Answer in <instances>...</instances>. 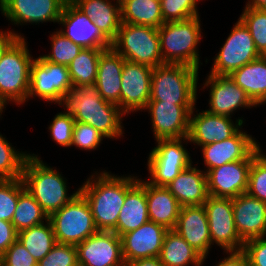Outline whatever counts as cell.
<instances>
[{
    "label": "cell",
    "mask_w": 266,
    "mask_h": 266,
    "mask_svg": "<svg viewBox=\"0 0 266 266\" xmlns=\"http://www.w3.org/2000/svg\"><path fill=\"white\" fill-rule=\"evenodd\" d=\"M62 105L75 122L91 125L106 138L117 139L123 136L121 121L125 114L117 104L99 95L95 83L73 87L63 96L59 106Z\"/></svg>",
    "instance_id": "6da1fadb"
},
{
    "label": "cell",
    "mask_w": 266,
    "mask_h": 266,
    "mask_svg": "<svg viewBox=\"0 0 266 266\" xmlns=\"http://www.w3.org/2000/svg\"><path fill=\"white\" fill-rule=\"evenodd\" d=\"M95 174L87 178L79 192L90 205L97 230L114 231L126 192L138 181V177L115 176L106 170Z\"/></svg>",
    "instance_id": "7a4b0ae2"
},
{
    "label": "cell",
    "mask_w": 266,
    "mask_h": 266,
    "mask_svg": "<svg viewBox=\"0 0 266 266\" xmlns=\"http://www.w3.org/2000/svg\"><path fill=\"white\" fill-rule=\"evenodd\" d=\"M36 154H29L22 170V181L25 189L34 197L41 209L49 217L69 203L79 193V188L67 194V180L59 171L48 166Z\"/></svg>",
    "instance_id": "3957f363"
},
{
    "label": "cell",
    "mask_w": 266,
    "mask_h": 266,
    "mask_svg": "<svg viewBox=\"0 0 266 266\" xmlns=\"http://www.w3.org/2000/svg\"><path fill=\"white\" fill-rule=\"evenodd\" d=\"M201 32L200 16L161 25L158 33L164 64H182L199 70Z\"/></svg>",
    "instance_id": "277c9868"
},
{
    "label": "cell",
    "mask_w": 266,
    "mask_h": 266,
    "mask_svg": "<svg viewBox=\"0 0 266 266\" xmlns=\"http://www.w3.org/2000/svg\"><path fill=\"white\" fill-rule=\"evenodd\" d=\"M198 73V69L182 64L153 68L149 101L196 105Z\"/></svg>",
    "instance_id": "5b68a950"
},
{
    "label": "cell",
    "mask_w": 266,
    "mask_h": 266,
    "mask_svg": "<svg viewBox=\"0 0 266 266\" xmlns=\"http://www.w3.org/2000/svg\"><path fill=\"white\" fill-rule=\"evenodd\" d=\"M25 38H18L0 59V101L6 106L27 101L33 57Z\"/></svg>",
    "instance_id": "8992f818"
},
{
    "label": "cell",
    "mask_w": 266,
    "mask_h": 266,
    "mask_svg": "<svg viewBox=\"0 0 266 266\" xmlns=\"http://www.w3.org/2000/svg\"><path fill=\"white\" fill-rule=\"evenodd\" d=\"M111 47L125 60L155 68L164 64L158 29L122 23Z\"/></svg>",
    "instance_id": "52a82bcc"
},
{
    "label": "cell",
    "mask_w": 266,
    "mask_h": 266,
    "mask_svg": "<svg viewBox=\"0 0 266 266\" xmlns=\"http://www.w3.org/2000/svg\"><path fill=\"white\" fill-rule=\"evenodd\" d=\"M48 219L52 223L57 243L77 246L98 231L90 205L80 192Z\"/></svg>",
    "instance_id": "ba28073f"
},
{
    "label": "cell",
    "mask_w": 266,
    "mask_h": 266,
    "mask_svg": "<svg viewBox=\"0 0 266 266\" xmlns=\"http://www.w3.org/2000/svg\"><path fill=\"white\" fill-rule=\"evenodd\" d=\"M156 142V147L152 149L148 157L147 169L151 177L147 181L155 186L167 187L193 163L190 153L183 145L189 140L185 137L159 139Z\"/></svg>",
    "instance_id": "9c48e42d"
},
{
    "label": "cell",
    "mask_w": 266,
    "mask_h": 266,
    "mask_svg": "<svg viewBox=\"0 0 266 266\" xmlns=\"http://www.w3.org/2000/svg\"><path fill=\"white\" fill-rule=\"evenodd\" d=\"M72 88L68 66L49 62L42 55L33 60L27 100L38 96L46 102L60 104L63 96Z\"/></svg>",
    "instance_id": "30bf717a"
},
{
    "label": "cell",
    "mask_w": 266,
    "mask_h": 266,
    "mask_svg": "<svg viewBox=\"0 0 266 266\" xmlns=\"http://www.w3.org/2000/svg\"><path fill=\"white\" fill-rule=\"evenodd\" d=\"M259 57L261 55L255 47L248 28L238 19L219 53L214 57L210 74L229 76Z\"/></svg>",
    "instance_id": "8fae6325"
},
{
    "label": "cell",
    "mask_w": 266,
    "mask_h": 266,
    "mask_svg": "<svg viewBox=\"0 0 266 266\" xmlns=\"http://www.w3.org/2000/svg\"><path fill=\"white\" fill-rule=\"evenodd\" d=\"M209 225L212 246L216 243L225 251L242 250L244 242L240 239L233 217L232 198L208 196L203 204Z\"/></svg>",
    "instance_id": "7c38bea8"
},
{
    "label": "cell",
    "mask_w": 266,
    "mask_h": 266,
    "mask_svg": "<svg viewBox=\"0 0 266 266\" xmlns=\"http://www.w3.org/2000/svg\"><path fill=\"white\" fill-rule=\"evenodd\" d=\"M76 248L78 266H126L121 237L113 231H97Z\"/></svg>",
    "instance_id": "4fadbf2b"
},
{
    "label": "cell",
    "mask_w": 266,
    "mask_h": 266,
    "mask_svg": "<svg viewBox=\"0 0 266 266\" xmlns=\"http://www.w3.org/2000/svg\"><path fill=\"white\" fill-rule=\"evenodd\" d=\"M194 107L195 105L149 101L144 110L150 113L155 140L187 137L190 114Z\"/></svg>",
    "instance_id": "5bb4252c"
},
{
    "label": "cell",
    "mask_w": 266,
    "mask_h": 266,
    "mask_svg": "<svg viewBox=\"0 0 266 266\" xmlns=\"http://www.w3.org/2000/svg\"><path fill=\"white\" fill-rule=\"evenodd\" d=\"M254 151L246 160H237L206 172L208 194L213 197L235 198L246 193Z\"/></svg>",
    "instance_id": "9a60e30c"
},
{
    "label": "cell",
    "mask_w": 266,
    "mask_h": 266,
    "mask_svg": "<svg viewBox=\"0 0 266 266\" xmlns=\"http://www.w3.org/2000/svg\"><path fill=\"white\" fill-rule=\"evenodd\" d=\"M153 68L125 60L122 69L121 111L128 115L144 110L150 100Z\"/></svg>",
    "instance_id": "2e32d148"
},
{
    "label": "cell",
    "mask_w": 266,
    "mask_h": 266,
    "mask_svg": "<svg viewBox=\"0 0 266 266\" xmlns=\"http://www.w3.org/2000/svg\"><path fill=\"white\" fill-rule=\"evenodd\" d=\"M68 0H0V11L14 25L58 23Z\"/></svg>",
    "instance_id": "e0dca14e"
},
{
    "label": "cell",
    "mask_w": 266,
    "mask_h": 266,
    "mask_svg": "<svg viewBox=\"0 0 266 266\" xmlns=\"http://www.w3.org/2000/svg\"><path fill=\"white\" fill-rule=\"evenodd\" d=\"M196 106L190 114L188 140L198 146H204L214 142H220L232 137L244 122L243 118L236 119L234 124L232 117L216 115L207 110L194 114ZM241 118V119H240Z\"/></svg>",
    "instance_id": "ac0fdd59"
},
{
    "label": "cell",
    "mask_w": 266,
    "mask_h": 266,
    "mask_svg": "<svg viewBox=\"0 0 266 266\" xmlns=\"http://www.w3.org/2000/svg\"><path fill=\"white\" fill-rule=\"evenodd\" d=\"M203 85V88L210 86L207 111L212 114L231 117L235 110L257 107L246 92L229 76L209 74Z\"/></svg>",
    "instance_id": "d6986e66"
},
{
    "label": "cell",
    "mask_w": 266,
    "mask_h": 266,
    "mask_svg": "<svg viewBox=\"0 0 266 266\" xmlns=\"http://www.w3.org/2000/svg\"><path fill=\"white\" fill-rule=\"evenodd\" d=\"M58 23L65 28L59 31L82 48L107 49L111 47V42L100 32L93 21L69 0L63 7Z\"/></svg>",
    "instance_id": "ffe728a7"
},
{
    "label": "cell",
    "mask_w": 266,
    "mask_h": 266,
    "mask_svg": "<svg viewBox=\"0 0 266 266\" xmlns=\"http://www.w3.org/2000/svg\"><path fill=\"white\" fill-rule=\"evenodd\" d=\"M168 229L147 221L139 228L121 236L122 256L125 264L138 259L159 257Z\"/></svg>",
    "instance_id": "44dd1931"
},
{
    "label": "cell",
    "mask_w": 266,
    "mask_h": 266,
    "mask_svg": "<svg viewBox=\"0 0 266 266\" xmlns=\"http://www.w3.org/2000/svg\"><path fill=\"white\" fill-rule=\"evenodd\" d=\"M233 217L243 242L266 236V203L248 193L232 198Z\"/></svg>",
    "instance_id": "7402d4cb"
},
{
    "label": "cell",
    "mask_w": 266,
    "mask_h": 266,
    "mask_svg": "<svg viewBox=\"0 0 266 266\" xmlns=\"http://www.w3.org/2000/svg\"><path fill=\"white\" fill-rule=\"evenodd\" d=\"M242 127L230 138L201 146L205 173L208 170L237 160H246L255 151L256 140L243 132Z\"/></svg>",
    "instance_id": "603a6c76"
},
{
    "label": "cell",
    "mask_w": 266,
    "mask_h": 266,
    "mask_svg": "<svg viewBox=\"0 0 266 266\" xmlns=\"http://www.w3.org/2000/svg\"><path fill=\"white\" fill-rule=\"evenodd\" d=\"M174 230L206 259L212 242L204 205L182 206Z\"/></svg>",
    "instance_id": "cb8c5ba5"
},
{
    "label": "cell",
    "mask_w": 266,
    "mask_h": 266,
    "mask_svg": "<svg viewBox=\"0 0 266 266\" xmlns=\"http://www.w3.org/2000/svg\"><path fill=\"white\" fill-rule=\"evenodd\" d=\"M125 59L112 47L104 49L99 57L95 80L99 95L117 104L121 110V75Z\"/></svg>",
    "instance_id": "d4e9b609"
},
{
    "label": "cell",
    "mask_w": 266,
    "mask_h": 266,
    "mask_svg": "<svg viewBox=\"0 0 266 266\" xmlns=\"http://www.w3.org/2000/svg\"><path fill=\"white\" fill-rule=\"evenodd\" d=\"M79 11L87 15L100 32L112 42L120 26V0H69Z\"/></svg>",
    "instance_id": "484cf974"
},
{
    "label": "cell",
    "mask_w": 266,
    "mask_h": 266,
    "mask_svg": "<svg viewBox=\"0 0 266 266\" xmlns=\"http://www.w3.org/2000/svg\"><path fill=\"white\" fill-rule=\"evenodd\" d=\"M167 188L181 206L203 205L209 196L206 173L192 164L183 170Z\"/></svg>",
    "instance_id": "4316f807"
},
{
    "label": "cell",
    "mask_w": 266,
    "mask_h": 266,
    "mask_svg": "<svg viewBox=\"0 0 266 266\" xmlns=\"http://www.w3.org/2000/svg\"><path fill=\"white\" fill-rule=\"evenodd\" d=\"M145 194L149 220L168 230H174L181 205L165 186H155L145 181Z\"/></svg>",
    "instance_id": "83f0119b"
},
{
    "label": "cell",
    "mask_w": 266,
    "mask_h": 266,
    "mask_svg": "<svg viewBox=\"0 0 266 266\" xmlns=\"http://www.w3.org/2000/svg\"><path fill=\"white\" fill-rule=\"evenodd\" d=\"M149 221L145 181H138L126 192L125 202L121 208L115 232L119 237L139 228Z\"/></svg>",
    "instance_id": "f1b7e54d"
},
{
    "label": "cell",
    "mask_w": 266,
    "mask_h": 266,
    "mask_svg": "<svg viewBox=\"0 0 266 266\" xmlns=\"http://www.w3.org/2000/svg\"><path fill=\"white\" fill-rule=\"evenodd\" d=\"M229 77L257 106L266 103V56L245 64Z\"/></svg>",
    "instance_id": "f546056e"
},
{
    "label": "cell",
    "mask_w": 266,
    "mask_h": 266,
    "mask_svg": "<svg viewBox=\"0 0 266 266\" xmlns=\"http://www.w3.org/2000/svg\"><path fill=\"white\" fill-rule=\"evenodd\" d=\"M159 260L164 266H202L205 261L175 230L166 233Z\"/></svg>",
    "instance_id": "4dcf8cb0"
},
{
    "label": "cell",
    "mask_w": 266,
    "mask_h": 266,
    "mask_svg": "<svg viewBox=\"0 0 266 266\" xmlns=\"http://www.w3.org/2000/svg\"><path fill=\"white\" fill-rule=\"evenodd\" d=\"M122 23L158 29L165 22L160 0H120Z\"/></svg>",
    "instance_id": "1f68e13d"
},
{
    "label": "cell",
    "mask_w": 266,
    "mask_h": 266,
    "mask_svg": "<svg viewBox=\"0 0 266 266\" xmlns=\"http://www.w3.org/2000/svg\"><path fill=\"white\" fill-rule=\"evenodd\" d=\"M17 239L37 262L43 259L57 243L49 219L40 225L20 231Z\"/></svg>",
    "instance_id": "d6a6232c"
},
{
    "label": "cell",
    "mask_w": 266,
    "mask_h": 266,
    "mask_svg": "<svg viewBox=\"0 0 266 266\" xmlns=\"http://www.w3.org/2000/svg\"><path fill=\"white\" fill-rule=\"evenodd\" d=\"M104 49L83 48L69 64V75L73 87L94 84L101 52Z\"/></svg>",
    "instance_id": "836d02e7"
},
{
    "label": "cell",
    "mask_w": 266,
    "mask_h": 266,
    "mask_svg": "<svg viewBox=\"0 0 266 266\" xmlns=\"http://www.w3.org/2000/svg\"><path fill=\"white\" fill-rule=\"evenodd\" d=\"M48 218L34 197L24 188L19 193L17 207L11 221L17 232L40 225Z\"/></svg>",
    "instance_id": "e575fe53"
},
{
    "label": "cell",
    "mask_w": 266,
    "mask_h": 266,
    "mask_svg": "<svg viewBox=\"0 0 266 266\" xmlns=\"http://www.w3.org/2000/svg\"><path fill=\"white\" fill-rule=\"evenodd\" d=\"M30 153L20 152L0 134V179L22 177L25 159Z\"/></svg>",
    "instance_id": "d590c367"
},
{
    "label": "cell",
    "mask_w": 266,
    "mask_h": 266,
    "mask_svg": "<svg viewBox=\"0 0 266 266\" xmlns=\"http://www.w3.org/2000/svg\"><path fill=\"white\" fill-rule=\"evenodd\" d=\"M239 19L248 28L258 53L266 56V9L244 7Z\"/></svg>",
    "instance_id": "8d00e7d4"
},
{
    "label": "cell",
    "mask_w": 266,
    "mask_h": 266,
    "mask_svg": "<svg viewBox=\"0 0 266 266\" xmlns=\"http://www.w3.org/2000/svg\"><path fill=\"white\" fill-rule=\"evenodd\" d=\"M50 36L52 51L42 57L49 62L69 66L83 48L65 37L59 30Z\"/></svg>",
    "instance_id": "74e56055"
},
{
    "label": "cell",
    "mask_w": 266,
    "mask_h": 266,
    "mask_svg": "<svg viewBox=\"0 0 266 266\" xmlns=\"http://www.w3.org/2000/svg\"><path fill=\"white\" fill-rule=\"evenodd\" d=\"M24 188L21 178L0 179V220L12 221L19 193Z\"/></svg>",
    "instance_id": "f35d334b"
},
{
    "label": "cell",
    "mask_w": 266,
    "mask_h": 266,
    "mask_svg": "<svg viewBox=\"0 0 266 266\" xmlns=\"http://www.w3.org/2000/svg\"><path fill=\"white\" fill-rule=\"evenodd\" d=\"M200 0H160L164 22L184 21L199 16Z\"/></svg>",
    "instance_id": "ab89813d"
},
{
    "label": "cell",
    "mask_w": 266,
    "mask_h": 266,
    "mask_svg": "<svg viewBox=\"0 0 266 266\" xmlns=\"http://www.w3.org/2000/svg\"><path fill=\"white\" fill-rule=\"evenodd\" d=\"M38 266H78L77 248L74 245L56 243L38 262Z\"/></svg>",
    "instance_id": "60d3db41"
},
{
    "label": "cell",
    "mask_w": 266,
    "mask_h": 266,
    "mask_svg": "<svg viewBox=\"0 0 266 266\" xmlns=\"http://www.w3.org/2000/svg\"><path fill=\"white\" fill-rule=\"evenodd\" d=\"M246 193L266 203V162L257 154L252 159Z\"/></svg>",
    "instance_id": "b9f144b4"
},
{
    "label": "cell",
    "mask_w": 266,
    "mask_h": 266,
    "mask_svg": "<svg viewBox=\"0 0 266 266\" xmlns=\"http://www.w3.org/2000/svg\"><path fill=\"white\" fill-rule=\"evenodd\" d=\"M74 124L75 120L72 115L67 114L65 111L57 113L48 128L53 141L62 147H70Z\"/></svg>",
    "instance_id": "7bdbcfd3"
},
{
    "label": "cell",
    "mask_w": 266,
    "mask_h": 266,
    "mask_svg": "<svg viewBox=\"0 0 266 266\" xmlns=\"http://www.w3.org/2000/svg\"><path fill=\"white\" fill-rule=\"evenodd\" d=\"M106 138L98 130L89 124L75 122L71 146L79 147L81 150H96L101 141Z\"/></svg>",
    "instance_id": "ee69618b"
},
{
    "label": "cell",
    "mask_w": 266,
    "mask_h": 266,
    "mask_svg": "<svg viewBox=\"0 0 266 266\" xmlns=\"http://www.w3.org/2000/svg\"><path fill=\"white\" fill-rule=\"evenodd\" d=\"M3 266H37L38 262L17 239L1 256Z\"/></svg>",
    "instance_id": "f6af8a7d"
},
{
    "label": "cell",
    "mask_w": 266,
    "mask_h": 266,
    "mask_svg": "<svg viewBox=\"0 0 266 266\" xmlns=\"http://www.w3.org/2000/svg\"><path fill=\"white\" fill-rule=\"evenodd\" d=\"M242 250L249 266H266V236L244 242Z\"/></svg>",
    "instance_id": "bcb514c9"
},
{
    "label": "cell",
    "mask_w": 266,
    "mask_h": 266,
    "mask_svg": "<svg viewBox=\"0 0 266 266\" xmlns=\"http://www.w3.org/2000/svg\"><path fill=\"white\" fill-rule=\"evenodd\" d=\"M18 232L9 221L0 220V257L17 240Z\"/></svg>",
    "instance_id": "7dc6e473"
},
{
    "label": "cell",
    "mask_w": 266,
    "mask_h": 266,
    "mask_svg": "<svg viewBox=\"0 0 266 266\" xmlns=\"http://www.w3.org/2000/svg\"><path fill=\"white\" fill-rule=\"evenodd\" d=\"M229 256L225 257L215 266H249L248 259L243 250L225 251Z\"/></svg>",
    "instance_id": "c3c4849f"
},
{
    "label": "cell",
    "mask_w": 266,
    "mask_h": 266,
    "mask_svg": "<svg viewBox=\"0 0 266 266\" xmlns=\"http://www.w3.org/2000/svg\"><path fill=\"white\" fill-rule=\"evenodd\" d=\"M24 38L22 34L14 32L13 30L9 31H0V59L3 54L8 50V48L18 39Z\"/></svg>",
    "instance_id": "681fc988"
},
{
    "label": "cell",
    "mask_w": 266,
    "mask_h": 266,
    "mask_svg": "<svg viewBox=\"0 0 266 266\" xmlns=\"http://www.w3.org/2000/svg\"><path fill=\"white\" fill-rule=\"evenodd\" d=\"M126 266H164L159 257H148L126 263Z\"/></svg>",
    "instance_id": "f907efd6"
},
{
    "label": "cell",
    "mask_w": 266,
    "mask_h": 266,
    "mask_svg": "<svg viewBox=\"0 0 266 266\" xmlns=\"http://www.w3.org/2000/svg\"><path fill=\"white\" fill-rule=\"evenodd\" d=\"M245 7L266 9V0H247Z\"/></svg>",
    "instance_id": "816d5d0a"
},
{
    "label": "cell",
    "mask_w": 266,
    "mask_h": 266,
    "mask_svg": "<svg viewBox=\"0 0 266 266\" xmlns=\"http://www.w3.org/2000/svg\"><path fill=\"white\" fill-rule=\"evenodd\" d=\"M255 151H256L257 156L261 158L264 162H266V155L265 153H262L263 150H261L260 144H258V142H255Z\"/></svg>",
    "instance_id": "f5cc1de1"
},
{
    "label": "cell",
    "mask_w": 266,
    "mask_h": 266,
    "mask_svg": "<svg viewBox=\"0 0 266 266\" xmlns=\"http://www.w3.org/2000/svg\"><path fill=\"white\" fill-rule=\"evenodd\" d=\"M6 106L0 101V117L2 115L3 109H5Z\"/></svg>",
    "instance_id": "db71d44e"
},
{
    "label": "cell",
    "mask_w": 266,
    "mask_h": 266,
    "mask_svg": "<svg viewBox=\"0 0 266 266\" xmlns=\"http://www.w3.org/2000/svg\"><path fill=\"white\" fill-rule=\"evenodd\" d=\"M0 266H3V263H2V259H1V257H0Z\"/></svg>",
    "instance_id": "11a10c76"
}]
</instances>
